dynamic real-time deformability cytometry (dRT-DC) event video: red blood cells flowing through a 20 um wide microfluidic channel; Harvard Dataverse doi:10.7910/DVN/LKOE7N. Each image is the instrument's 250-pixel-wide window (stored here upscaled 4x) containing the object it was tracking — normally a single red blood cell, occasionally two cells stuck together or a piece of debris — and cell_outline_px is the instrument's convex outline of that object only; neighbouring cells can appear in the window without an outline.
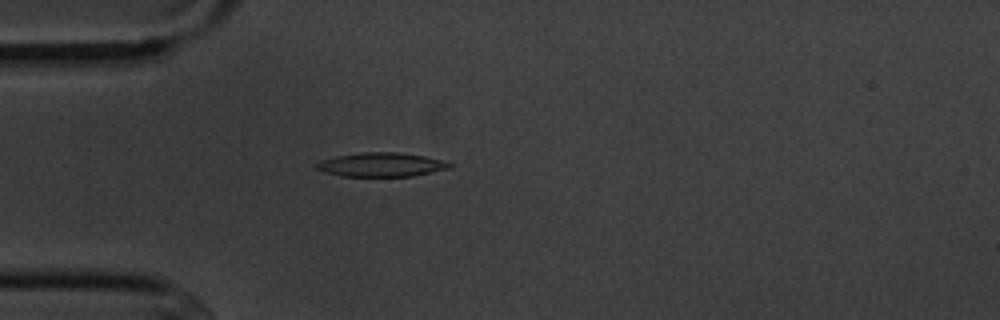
{"species": "common noctule bat (a hibernating species)", "species_latin": "Nyctalus noctula", "temperature_condition": "cold", "stored_images_in_passage": 5, "camera_frame_rate_fps": 3000, "um_per_image_px": 0.085, "animal": {"sex": "male", "body_mass_g": 20.1, "forearm_length_mm": 53.5}, "frame": {"image": 1, "passage_image": 5, "time_ms": 4.667, "image_size_px": [1000, 320], "cell_outline_px": [[452, 164], [448, 168], [412, 176], [340, 176], [324, 172], [316, 168], [316, 164], [320, 160], [336, 156], [364, 152], [396, 152], [424, 156], [444, 160]], "centroid_in_image_um": [32.37, 13.99], "position_along_channel_um": 52.6, "area_um2": 18.44}}